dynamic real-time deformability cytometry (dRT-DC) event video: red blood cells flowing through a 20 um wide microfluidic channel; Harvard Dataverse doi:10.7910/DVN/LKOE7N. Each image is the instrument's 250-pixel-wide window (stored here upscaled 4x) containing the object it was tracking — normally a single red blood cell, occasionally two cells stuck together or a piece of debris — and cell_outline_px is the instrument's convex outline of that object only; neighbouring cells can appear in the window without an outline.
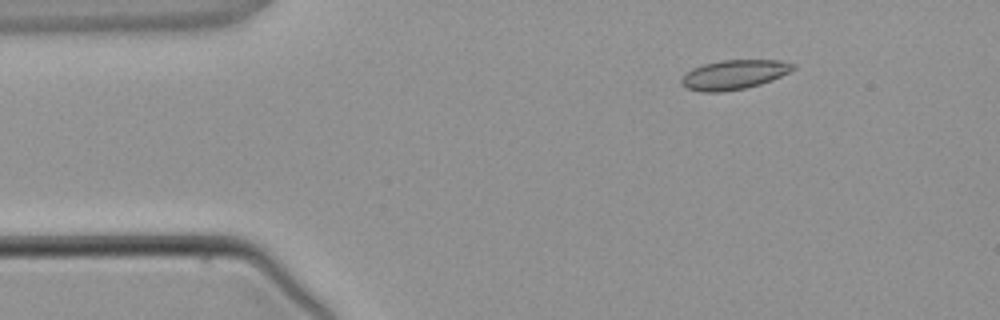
{"species": "common noctule bat (a hibernating species)", "species_latin": "Nyctalus noctula", "temperature_condition": "warm", "stored_images_in_passage": 2, "camera_frame_rate_fps": 3000, "um_per_image_px": 0.085, "animal": {"sex": "male", "body_mass_g": 21.5, "forearm_length_mm": 52.0}, "frame": {"image": 1, "passage_image": 1, "time_ms": 0.0, "image_size_px": [1000, 320], "cell_outline_px": [[796, 68], [772, 80], [760, 84], [744, 88], [720, 92], [700, 92], [688, 88], [680, 80], [692, 68], [704, 64], [720, 60], [780, 60], [796, 64]], "centroid_in_image_um": [62.42, 6.33], "position_along_channel_um": 22.6, "area_um2": 18.96}}